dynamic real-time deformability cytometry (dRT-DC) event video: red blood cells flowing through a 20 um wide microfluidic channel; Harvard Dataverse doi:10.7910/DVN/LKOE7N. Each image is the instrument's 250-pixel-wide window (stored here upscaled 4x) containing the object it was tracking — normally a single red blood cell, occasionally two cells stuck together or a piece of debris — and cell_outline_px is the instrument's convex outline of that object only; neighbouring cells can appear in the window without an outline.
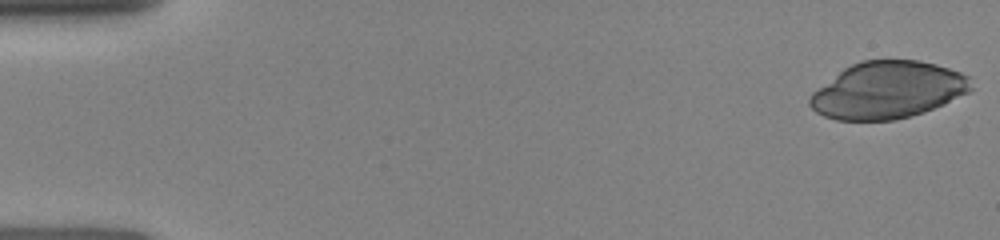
{"species": "human", "species_latin": "Homo sapiens", "temperature_condition": "room temperature", "stored_images_in_passage": 39, "camera_frame_rate_fps": 3000, "um_per_image_px": 0.085, "donor": {"sex": "female"}, "frame": {"image": 1, "passage_image": 1, "time_ms": 0.0, "image_size_px": [1000, 240], "cell_outline_px": [[972, 88], [968, 92], [944, 104], [924, 112], [896, 120], [836, 120], [824, 116], [816, 112], [808, 104], [808, 96], [812, 92], [844, 68], [860, 60], [920, 60], [936, 64], [972, 76]], "centroid_in_image_um": [75.46, 7.66], "position_along_channel_um": 9.5, "area_um2": 53.75}}